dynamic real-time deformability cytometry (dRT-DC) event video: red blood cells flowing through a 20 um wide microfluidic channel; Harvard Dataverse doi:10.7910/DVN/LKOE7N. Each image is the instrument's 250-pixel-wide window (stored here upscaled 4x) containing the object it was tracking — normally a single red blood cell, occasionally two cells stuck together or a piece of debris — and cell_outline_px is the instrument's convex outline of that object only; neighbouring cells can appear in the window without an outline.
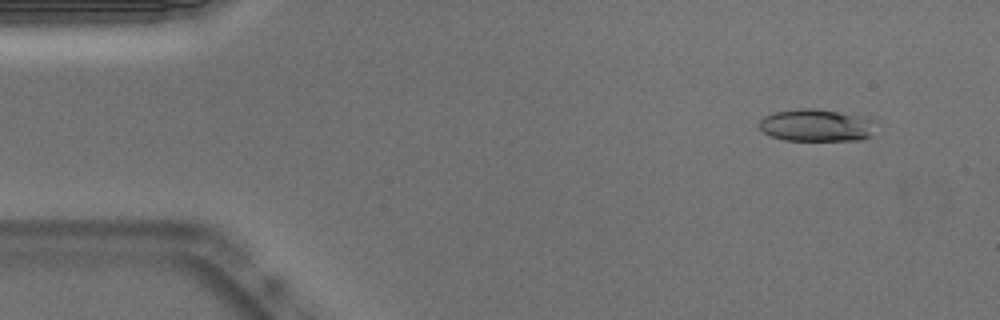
{"species": "Egyptian fruit bat (a non-hibernating species)", "species_latin": "Rousettus aegyptiacus", "temperature_condition": "warm", "stored_images_in_passage": 53, "camera_frame_rate_fps": 3000, "um_per_image_px": 0.085, "animal": {"sex": "male"}, "frame": {"image": 1, "passage_image": 5, "time_ms": 1.333, "image_size_px": [1000, 320], "cell_outline_px": [[872, 136], [860, 140], [784, 140], [772, 136], [764, 132], [760, 128], [760, 120], [764, 116], [776, 112], [800, 108], [816, 108], [836, 112], [852, 116], [860, 120]], "centroid_in_image_um": [69.14, 10.67], "position_along_channel_um": 15.9, "area_um2": 20.46}}
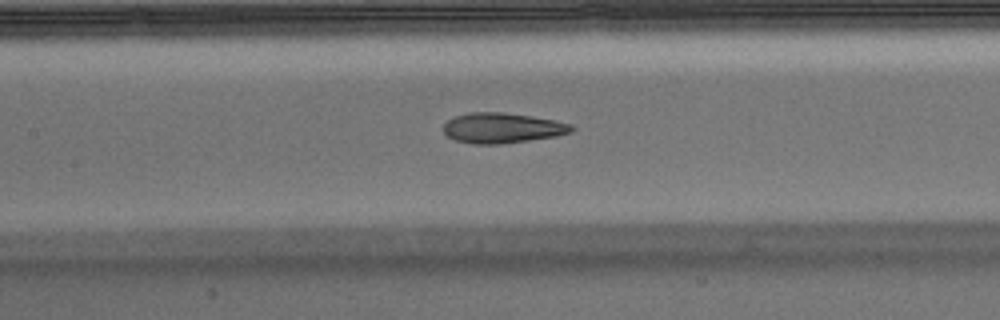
{"frame": {"image": 2, "passage_image": 24, "time_ms": 7.667, "image_size_px": [1000, 320], "cell_outline_px": [[576, 128], [572, 132], [556, 136], [500, 144], [472, 144], [456, 140], [448, 136], [444, 132], [444, 124], [448, 120], [456, 116], [468, 112], [504, 112], [532, 116], [556, 120], [572, 124]], "centroid_in_image_um": [42.73, 10.87], "position_along_channel_um": 164.7, "area_um2": 22.66}}
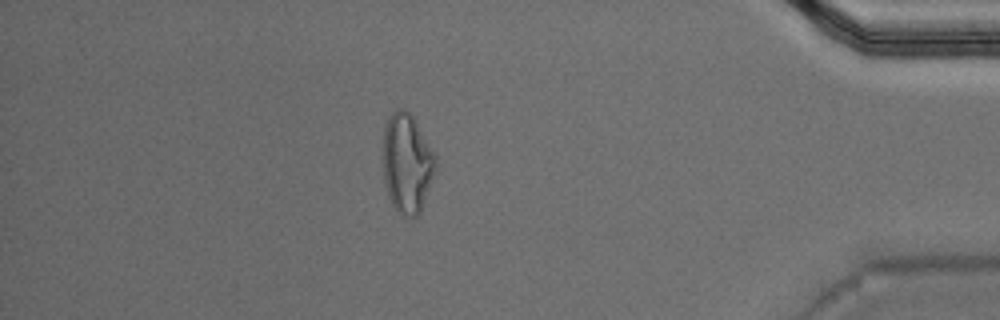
{"frame": {"image": 3, "passage_image": 46, "time_ms": 15.0, "image_size_px": [1000, 320], "cell_outline_px": [[436, 168], [420, 212], [416, 216], [408, 216], [400, 212], [392, 204], [388, 196], [384, 180], [384, 128], [388, 116], [392, 112], [400, 108], [404, 108], [412, 116], [436, 156]], "centroid_in_image_um": [34.59, 13.85], "position_along_channel_um": 400.6, "area_um2": 29.88}, "authors_computed_cell_mechanics": {"area_um2": 22.6576, "velocity_mm_per_s": 3.8055, "shape_relaxation_time_tau1_ms": null, "shape_relaxation_time_tau2_ms": 2.5168, "deformation_change_tau1": null, "deformation_change_tau2": 0.1162}}